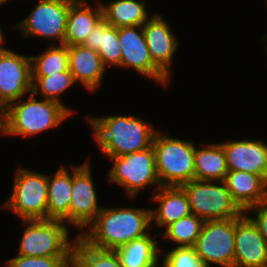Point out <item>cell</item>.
Returning <instances> with one entry per match:
<instances>
[{"mask_svg": "<svg viewBox=\"0 0 267 267\" xmlns=\"http://www.w3.org/2000/svg\"><path fill=\"white\" fill-rule=\"evenodd\" d=\"M151 222V209L102 207L90 229L79 236L94 248L114 251L148 235Z\"/></svg>", "mask_w": 267, "mask_h": 267, "instance_id": "6da1fadb", "label": "cell"}, {"mask_svg": "<svg viewBox=\"0 0 267 267\" xmlns=\"http://www.w3.org/2000/svg\"><path fill=\"white\" fill-rule=\"evenodd\" d=\"M89 119L96 142L108 157L124 156L152 146L156 131L141 118L122 115Z\"/></svg>", "mask_w": 267, "mask_h": 267, "instance_id": "7a4b0ae2", "label": "cell"}, {"mask_svg": "<svg viewBox=\"0 0 267 267\" xmlns=\"http://www.w3.org/2000/svg\"><path fill=\"white\" fill-rule=\"evenodd\" d=\"M31 92L28 100H16L6 107V135L32 136L61 124L72 114L65 105L44 99L36 100Z\"/></svg>", "mask_w": 267, "mask_h": 267, "instance_id": "3957f363", "label": "cell"}, {"mask_svg": "<svg viewBox=\"0 0 267 267\" xmlns=\"http://www.w3.org/2000/svg\"><path fill=\"white\" fill-rule=\"evenodd\" d=\"M152 147L161 186H181L194 180L195 146L191 141L154 134Z\"/></svg>", "mask_w": 267, "mask_h": 267, "instance_id": "277c9868", "label": "cell"}, {"mask_svg": "<svg viewBox=\"0 0 267 267\" xmlns=\"http://www.w3.org/2000/svg\"><path fill=\"white\" fill-rule=\"evenodd\" d=\"M25 231L17 255L29 257H72L74 242L62 220H23Z\"/></svg>", "mask_w": 267, "mask_h": 267, "instance_id": "5b68a950", "label": "cell"}, {"mask_svg": "<svg viewBox=\"0 0 267 267\" xmlns=\"http://www.w3.org/2000/svg\"><path fill=\"white\" fill-rule=\"evenodd\" d=\"M180 187L187 195L191 213L204 221L231 219L244 213L232 199L224 181L194 179Z\"/></svg>", "mask_w": 267, "mask_h": 267, "instance_id": "8992f818", "label": "cell"}, {"mask_svg": "<svg viewBox=\"0 0 267 267\" xmlns=\"http://www.w3.org/2000/svg\"><path fill=\"white\" fill-rule=\"evenodd\" d=\"M13 192L3 204L23 220L47 219V175L19 167Z\"/></svg>", "mask_w": 267, "mask_h": 267, "instance_id": "52a82bcc", "label": "cell"}, {"mask_svg": "<svg viewBox=\"0 0 267 267\" xmlns=\"http://www.w3.org/2000/svg\"><path fill=\"white\" fill-rule=\"evenodd\" d=\"M109 159L114 163L109 170V181L124 187L129 197H136L139 191L148 185L156 184V190L161 187L152 146Z\"/></svg>", "mask_w": 267, "mask_h": 267, "instance_id": "ba28073f", "label": "cell"}, {"mask_svg": "<svg viewBox=\"0 0 267 267\" xmlns=\"http://www.w3.org/2000/svg\"><path fill=\"white\" fill-rule=\"evenodd\" d=\"M236 217L231 219L206 220L193 246L200 260L211 267H234V235Z\"/></svg>", "mask_w": 267, "mask_h": 267, "instance_id": "9c48e42d", "label": "cell"}, {"mask_svg": "<svg viewBox=\"0 0 267 267\" xmlns=\"http://www.w3.org/2000/svg\"><path fill=\"white\" fill-rule=\"evenodd\" d=\"M75 0H39L30 14L16 28L23 36H38L57 39L64 44L67 16Z\"/></svg>", "mask_w": 267, "mask_h": 267, "instance_id": "30bf717a", "label": "cell"}, {"mask_svg": "<svg viewBox=\"0 0 267 267\" xmlns=\"http://www.w3.org/2000/svg\"><path fill=\"white\" fill-rule=\"evenodd\" d=\"M31 90V58L10 49L0 51V105L7 107Z\"/></svg>", "mask_w": 267, "mask_h": 267, "instance_id": "8fae6325", "label": "cell"}, {"mask_svg": "<svg viewBox=\"0 0 267 267\" xmlns=\"http://www.w3.org/2000/svg\"><path fill=\"white\" fill-rule=\"evenodd\" d=\"M72 170L69 223L81 229L95 220L102 207H98L90 165L84 163L80 166H74Z\"/></svg>", "mask_w": 267, "mask_h": 267, "instance_id": "7c38bea8", "label": "cell"}, {"mask_svg": "<svg viewBox=\"0 0 267 267\" xmlns=\"http://www.w3.org/2000/svg\"><path fill=\"white\" fill-rule=\"evenodd\" d=\"M137 32V29H140ZM118 39L121 47V67H132L138 73L153 78L165 85L169 78L153 63L147 47L143 26L118 28Z\"/></svg>", "mask_w": 267, "mask_h": 267, "instance_id": "4fadbf2b", "label": "cell"}, {"mask_svg": "<svg viewBox=\"0 0 267 267\" xmlns=\"http://www.w3.org/2000/svg\"><path fill=\"white\" fill-rule=\"evenodd\" d=\"M234 267H267V242L244 212L236 217Z\"/></svg>", "mask_w": 267, "mask_h": 267, "instance_id": "5bb4252c", "label": "cell"}, {"mask_svg": "<svg viewBox=\"0 0 267 267\" xmlns=\"http://www.w3.org/2000/svg\"><path fill=\"white\" fill-rule=\"evenodd\" d=\"M162 15L154 14L143 25V32L153 63L170 78L173 55L178 41Z\"/></svg>", "mask_w": 267, "mask_h": 267, "instance_id": "9a60e30c", "label": "cell"}, {"mask_svg": "<svg viewBox=\"0 0 267 267\" xmlns=\"http://www.w3.org/2000/svg\"><path fill=\"white\" fill-rule=\"evenodd\" d=\"M228 171H245L267 181V144L263 140H241L221 143Z\"/></svg>", "mask_w": 267, "mask_h": 267, "instance_id": "2e32d148", "label": "cell"}, {"mask_svg": "<svg viewBox=\"0 0 267 267\" xmlns=\"http://www.w3.org/2000/svg\"><path fill=\"white\" fill-rule=\"evenodd\" d=\"M224 183L232 199L243 211L267 202V181L260 175L228 171Z\"/></svg>", "mask_w": 267, "mask_h": 267, "instance_id": "e0dca14e", "label": "cell"}, {"mask_svg": "<svg viewBox=\"0 0 267 267\" xmlns=\"http://www.w3.org/2000/svg\"><path fill=\"white\" fill-rule=\"evenodd\" d=\"M68 62L75 82L90 91L100 86L106 67L97 51L84 45L68 46Z\"/></svg>", "mask_w": 267, "mask_h": 267, "instance_id": "ac0fdd59", "label": "cell"}, {"mask_svg": "<svg viewBox=\"0 0 267 267\" xmlns=\"http://www.w3.org/2000/svg\"><path fill=\"white\" fill-rule=\"evenodd\" d=\"M151 198L159 202L157 209H151V220L156 221L159 227L166 228L191 214L187 195L180 186H161Z\"/></svg>", "mask_w": 267, "mask_h": 267, "instance_id": "d6986e66", "label": "cell"}, {"mask_svg": "<svg viewBox=\"0 0 267 267\" xmlns=\"http://www.w3.org/2000/svg\"><path fill=\"white\" fill-rule=\"evenodd\" d=\"M101 3L92 9L87 1L75 0L69 8L64 44L82 45L88 34L103 19Z\"/></svg>", "mask_w": 267, "mask_h": 267, "instance_id": "ffe728a7", "label": "cell"}, {"mask_svg": "<svg viewBox=\"0 0 267 267\" xmlns=\"http://www.w3.org/2000/svg\"><path fill=\"white\" fill-rule=\"evenodd\" d=\"M47 185V219L62 220L64 223H69L72 175L64 166H61L52 179L47 176Z\"/></svg>", "mask_w": 267, "mask_h": 267, "instance_id": "44dd1931", "label": "cell"}, {"mask_svg": "<svg viewBox=\"0 0 267 267\" xmlns=\"http://www.w3.org/2000/svg\"><path fill=\"white\" fill-rule=\"evenodd\" d=\"M82 45L97 51L106 68L108 65L110 67L111 65L121 67V47L118 39V28L111 26L104 19L96 24Z\"/></svg>", "mask_w": 267, "mask_h": 267, "instance_id": "7402d4cb", "label": "cell"}, {"mask_svg": "<svg viewBox=\"0 0 267 267\" xmlns=\"http://www.w3.org/2000/svg\"><path fill=\"white\" fill-rule=\"evenodd\" d=\"M151 234L115 249L122 267H157L160 249ZM159 251V252H158Z\"/></svg>", "mask_w": 267, "mask_h": 267, "instance_id": "603a6c76", "label": "cell"}, {"mask_svg": "<svg viewBox=\"0 0 267 267\" xmlns=\"http://www.w3.org/2000/svg\"><path fill=\"white\" fill-rule=\"evenodd\" d=\"M227 173L226 156L221 143L195 148L194 179L224 181Z\"/></svg>", "mask_w": 267, "mask_h": 267, "instance_id": "cb8c5ba5", "label": "cell"}, {"mask_svg": "<svg viewBox=\"0 0 267 267\" xmlns=\"http://www.w3.org/2000/svg\"><path fill=\"white\" fill-rule=\"evenodd\" d=\"M103 19L113 27L143 26L150 18L145 1L116 0L102 4Z\"/></svg>", "mask_w": 267, "mask_h": 267, "instance_id": "d4e9b609", "label": "cell"}, {"mask_svg": "<svg viewBox=\"0 0 267 267\" xmlns=\"http://www.w3.org/2000/svg\"><path fill=\"white\" fill-rule=\"evenodd\" d=\"M72 261L77 267H122L115 251L94 248L79 235H76Z\"/></svg>", "mask_w": 267, "mask_h": 267, "instance_id": "484cf974", "label": "cell"}, {"mask_svg": "<svg viewBox=\"0 0 267 267\" xmlns=\"http://www.w3.org/2000/svg\"><path fill=\"white\" fill-rule=\"evenodd\" d=\"M32 76H50L69 70L68 46L61 44L49 46V49L39 55L30 56Z\"/></svg>", "mask_w": 267, "mask_h": 267, "instance_id": "4316f807", "label": "cell"}, {"mask_svg": "<svg viewBox=\"0 0 267 267\" xmlns=\"http://www.w3.org/2000/svg\"><path fill=\"white\" fill-rule=\"evenodd\" d=\"M204 220L195 214H190L172 222L166 227L164 232L165 238L177 243L178 247H193L200 235Z\"/></svg>", "mask_w": 267, "mask_h": 267, "instance_id": "83f0119b", "label": "cell"}, {"mask_svg": "<svg viewBox=\"0 0 267 267\" xmlns=\"http://www.w3.org/2000/svg\"><path fill=\"white\" fill-rule=\"evenodd\" d=\"M75 83L73 75L69 70L50 74V76H32V90L34 95L42 93L43 99H49L56 102L60 101V96L66 89Z\"/></svg>", "mask_w": 267, "mask_h": 267, "instance_id": "f1b7e54d", "label": "cell"}, {"mask_svg": "<svg viewBox=\"0 0 267 267\" xmlns=\"http://www.w3.org/2000/svg\"><path fill=\"white\" fill-rule=\"evenodd\" d=\"M163 267H206L195 252L194 247L176 246L165 254Z\"/></svg>", "mask_w": 267, "mask_h": 267, "instance_id": "f546056e", "label": "cell"}, {"mask_svg": "<svg viewBox=\"0 0 267 267\" xmlns=\"http://www.w3.org/2000/svg\"><path fill=\"white\" fill-rule=\"evenodd\" d=\"M7 267H64L72 257H29L17 255L6 261Z\"/></svg>", "mask_w": 267, "mask_h": 267, "instance_id": "4dcf8cb0", "label": "cell"}, {"mask_svg": "<svg viewBox=\"0 0 267 267\" xmlns=\"http://www.w3.org/2000/svg\"><path fill=\"white\" fill-rule=\"evenodd\" d=\"M252 209L254 210L256 209L255 210L257 212L256 217L255 218H252L249 216L247 217L254 223V225L258 228V230L264 236L267 242V202L263 204L251 206L248 209H246L244 212L246 211L249 212Z\"/></svg>", "mask_w": 267, "mask_h": 267, "instance_id": "1f68e13d", "label": "cell"}, {"mask_svg": "<svg viewBox=\"0 0 267 267\" xmlns=\"http://www.w3.org/2000/svg\"><path fill=\"white\" fill-rule=\"evenodd\" d=\"M0 133L6 135V107L0 105Z\"/></svg>", "mask_w": 267, "mask_h": 267, "instance_id": "d6a6232c", "label": "cell"}, {"mask_svg": "<svg viewBox=\"0 0 267 267\" xmlns=\"http://www.w3.org/2000/svg\"><path fill=\"white\" fill-rule=\"evenodd\" d=\"M2 30L0 29V51H6L9 49L4 48L1 44L4 43V38H3Z\"/></svg>", "mask_w": 267, "mask_h": 267, "instance_id": "836d02e7", "label": "cell"}, {"mask_svg": "<svg viewBox=\"0 0 267 267\" xmlns=\"http://www.w3.org/2000/svg\"><path fill=\"white\" fill-rule=\"evenodd\" d=\"M64 267H77L74 262H70L69 264L65 265Z\"/></svg>", "mask_w": 267, "mask_h": 267, "instance_id": "e575fe53", "label": "cell"}, {"mask_svg": "<svg viewBox=\"0 0 267 267\" xmlns=\"http://www.w3.org/2000/svg\"><path fill=\"white\" fill-rule=\"evenodd\" d=\"M8 0H0V5L6 3Z\"/></svg>", "mask_w": 267, "mask_h": 267, "instance_id": "d590c367", "label": "cell"}]
</instances>
